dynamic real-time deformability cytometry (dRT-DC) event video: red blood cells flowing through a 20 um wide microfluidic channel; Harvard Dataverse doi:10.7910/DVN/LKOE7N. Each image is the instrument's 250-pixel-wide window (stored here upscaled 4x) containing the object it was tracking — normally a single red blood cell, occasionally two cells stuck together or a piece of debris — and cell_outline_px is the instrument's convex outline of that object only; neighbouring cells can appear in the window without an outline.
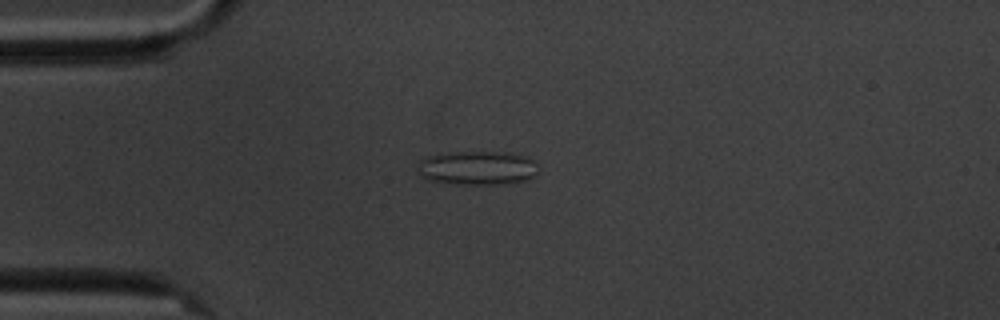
{"species": "common noctule bat (a hibernating species)", "species_latin": "Nyctalus noctula", "temperature_condition": "cold", "stored_images_in_passage": 4, "camera_frame_rate_fps": 3000, "um_per_image_px": 0.085, "animal": {"sex": "male", "body_mass_g": 20.1, "forearm_length_mm": 53.5}, "frame": {"image": 1, "passage_image": 3, "time_ms": 2.333, "image_size_px": [1000, 320], "cell_outline_px": [[540, 168], [536, 176], [524, 180], [504, 184], [460, 184], [428, 180], [420, 176], [416, 172], [420, 160], [428, 156], [452, 152], [508, 152], [528, 156]], "centroid_in_image_um": [40.6, 14.27], "position_along_channel_um": 44.4, "area_um2": 24.16}}